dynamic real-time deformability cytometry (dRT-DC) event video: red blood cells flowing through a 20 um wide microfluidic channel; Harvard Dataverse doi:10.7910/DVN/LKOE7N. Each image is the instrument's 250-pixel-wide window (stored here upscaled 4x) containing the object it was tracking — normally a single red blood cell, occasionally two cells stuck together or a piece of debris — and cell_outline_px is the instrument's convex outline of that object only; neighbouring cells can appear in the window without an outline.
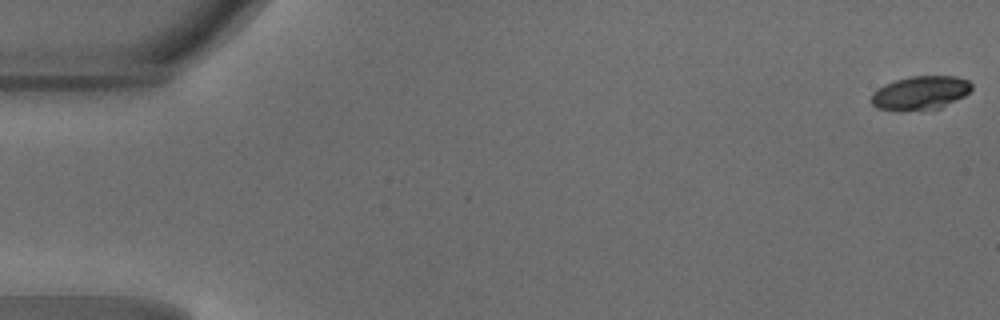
{"species": "common noctule bat (a hibernating species)", "species_latin": "Nyctalus noctula", "temperature_condition": "warm", "stored_images_in_passage": 8, "camera_frame_rate_fps": 3000, "um_per_image_px": 0.085, "animal": {"sex": "male", "body_mass_g": 18.8}, "frame": {"image": 1, "passage_image": 1, "time_ms": 0.0, "image_size_px": [1000, 320], "cell_outline_px": [[972, 88], [964, 96], [940, 108], [900, 112], [876, 108], [872, 104], [872, 92], [884, 84], [896, 80], [912, 76], [956, 76], [968, 80], [972, 84]], "centroid_in_image_um": [78.21, 7.91], "position_along_channel_um": 6.8, "area_um2": 19.88}}